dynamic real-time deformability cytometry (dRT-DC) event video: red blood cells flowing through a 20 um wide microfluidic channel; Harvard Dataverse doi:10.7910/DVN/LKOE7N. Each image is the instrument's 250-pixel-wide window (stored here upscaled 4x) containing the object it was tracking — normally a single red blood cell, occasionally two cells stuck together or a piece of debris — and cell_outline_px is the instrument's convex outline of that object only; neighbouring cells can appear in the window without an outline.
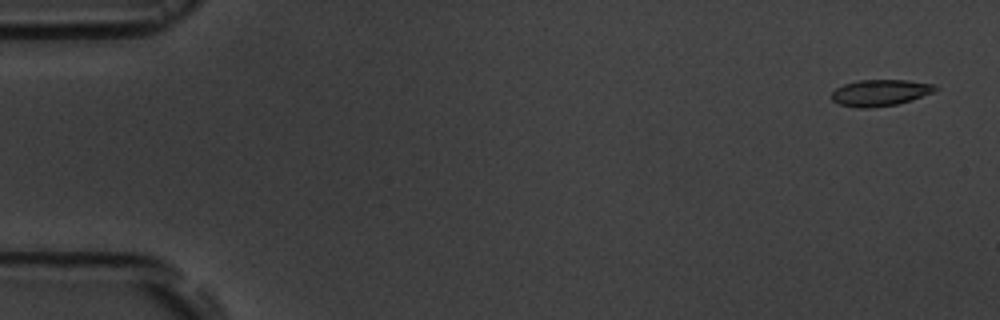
{"species": "common noctule bat (a hibernating species)", "species_latin": "Nyctalus noctula", "temperature_condition": "room temperature", "stored_images_in_passage": 5, "camera_frame_rate_fps": 3000, "um_per_image_px": 0.085, "animal": {"sex": "male", "body_mass_g": 19.5, "forearm_length_mm": 54.6}, "frame": {"image": 1, "passage_image": 1, "time_ms": 0.0, "image_size_px": [1000, 320], "cell_outline_px": [[940, 88], [936, 92], [912, 100], [896, 104], [868, 108], [860, 108], [840, 104], [832, 100], [832, 92], [836, 88], [844, 84], [856, 80], [908, 80], [936, 84]], "centroid_in_image_um": [74.88, 7.87], "position_along_channel_um": 10.1, "area_um2": 16.13}}
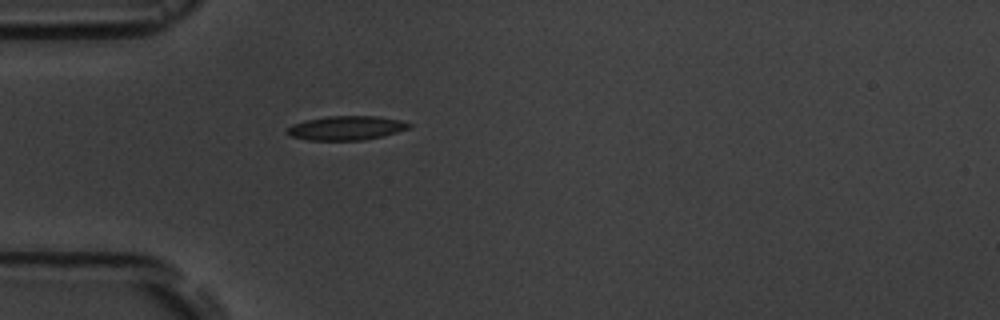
{"frame": {"image": 2, "passage_image": 5, "time_ms": 4.667, "image_size_px": [1000, 320], "cell_outline_px": [[412, 124], [408, 128], [396, 132], [364, 140], [308, 140], [292, 136], [284, 132], [292, 124], [304, 120], [328, 116], [380, 116], [400, 120]], "centroid_in_image_um": [29.4, 10.87], "position_along_channel_um": 55.6, "area_um2": 17.05}}